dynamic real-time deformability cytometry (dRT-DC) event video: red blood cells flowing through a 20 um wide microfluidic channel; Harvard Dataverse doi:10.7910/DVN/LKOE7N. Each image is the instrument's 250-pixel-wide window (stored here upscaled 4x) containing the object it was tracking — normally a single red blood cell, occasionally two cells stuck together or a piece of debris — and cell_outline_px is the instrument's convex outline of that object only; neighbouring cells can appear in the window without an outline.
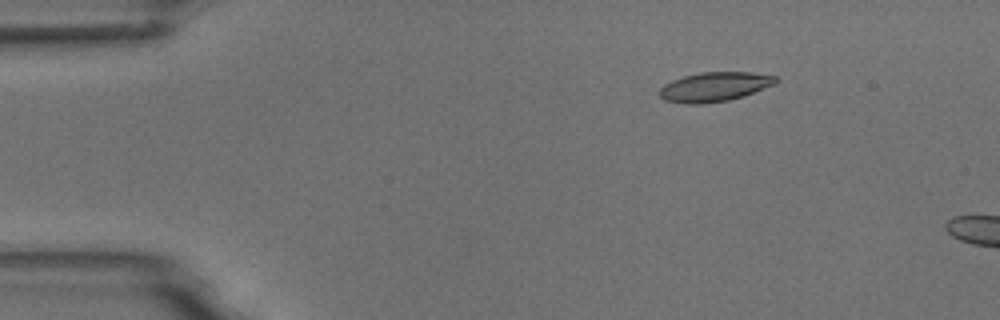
{"species": "common noctule bat (a hibernating species)", "species_latin": "Nyctalus noctula", "temperature_condition": "room temperature", "stored_images_in_passage": 5, "camera_frame_rate_fps": 3000, "um_per_image_px": 0.085, "animal": {"sex": "male", "body_mass_g": 18.8}, "frame": {"image": 1, "passage_image": 3, "time_ms": 2.333, "image_size_px": [1000, 320], "cell_outline_px": [[780, 80], [776, 84], [744, 96], [728, 100], [704, 104], [684, 104], [664, 100], [656, 92], [664, 84], [672, 80], [684, 76], [700, 72], [752, 72], [776, 76]], "centroid_in_image_um": [60.73, 7.38], "position_along_channel_um": 24.3, "area_um2": 20.23}}